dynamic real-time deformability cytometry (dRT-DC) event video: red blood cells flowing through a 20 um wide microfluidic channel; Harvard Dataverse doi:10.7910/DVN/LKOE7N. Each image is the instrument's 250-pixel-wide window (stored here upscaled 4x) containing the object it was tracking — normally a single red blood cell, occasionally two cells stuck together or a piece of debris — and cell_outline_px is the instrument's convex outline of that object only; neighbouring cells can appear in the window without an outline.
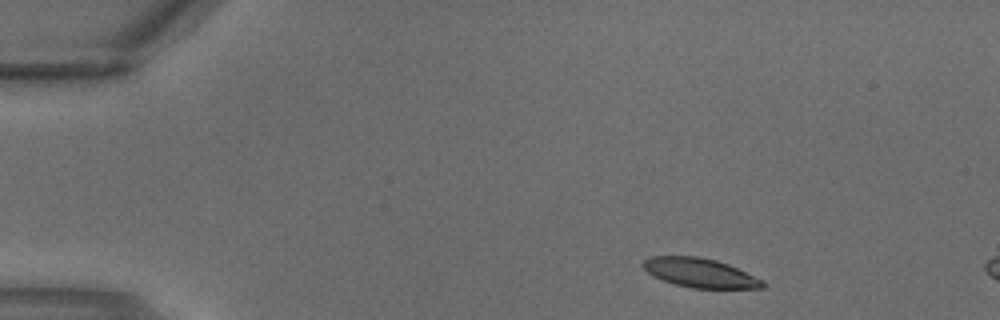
{"species": "common noctule bat (a hibernating species)", "species_latin": "Nyctalus noctula", "temperature_condition": "warm", "stored_images_in_passage": 3, "camera_frame_rate_fps": 3000, "um_per_image_px": 0.085, "animal": {"sex": "male", "body_mass_g": 18.8}, "frame": {"image": 1, "passage_image": 1, "time_ms": 0.0, "image_size_px": [1000, 320], "cell_outline_px": [[764, 288], [692, 288], [676, 284], [664, 280], [648, 272], [640, 264], [644, 260], [652, 256], [696, 256], [716, 260], [728, 264], [764, 280]], "centroid_in_image_um": [59.51, 23.18], "position_along_channel_um": 25.5, "area_um2": 20.11}}